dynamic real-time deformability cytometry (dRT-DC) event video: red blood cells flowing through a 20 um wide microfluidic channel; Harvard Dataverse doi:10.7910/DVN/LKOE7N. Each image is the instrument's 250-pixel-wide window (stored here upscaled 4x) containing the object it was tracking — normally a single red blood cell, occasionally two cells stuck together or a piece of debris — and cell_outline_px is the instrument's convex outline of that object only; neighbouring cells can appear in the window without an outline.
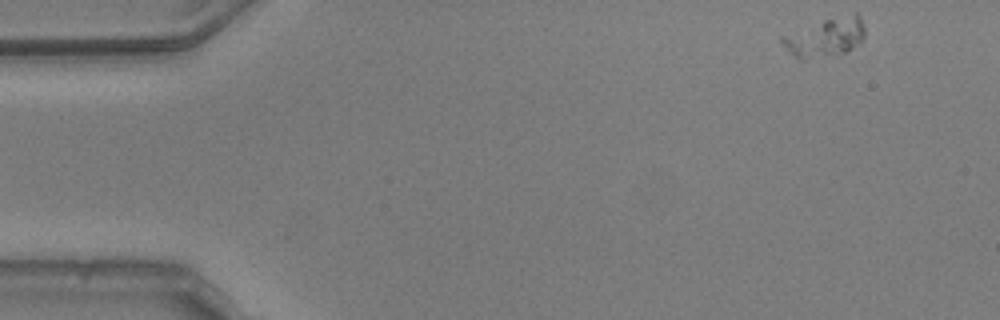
{"species": "common noctule bat (a hibernating species)", "species_latin": "Nyctalus noctula", "temperature_condition": "warm", "stored_images_in_passage": 52, "camera_frame_rate_fps": 3000, "um_per_image_px": 0.085, "animal": {"sex": "male", "body_mass_g": 20.5, "forearm_length_mm": 52.5}, "frame": {"image": 1, "passage_image": 1, "time_ms": 0.0, "image_size_px": [1000, 320], "cell_outline_px": [[864, 36], [860, 44], [848, 52], [836, 56], [804, 60], [800, 60], [792, 56], [780, 40], [780, 36], [824, 20], [856, 12], [860, 16], [864, 28]], "centroid_in_image_um": [70.17, 3.22], "position_along_channel_um": 14.8, "area_um2": 19.02}}
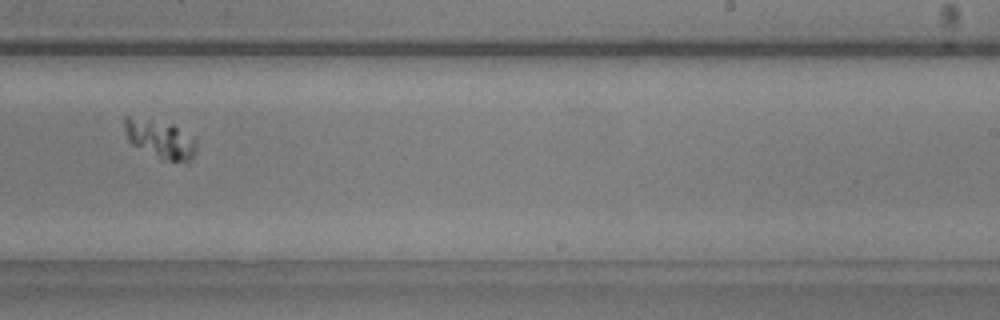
{"frame": {"image": 2, "passage_image": 31, "time_ms": 10.0, "image_size_px": [1000, 320], "cell_outline_px": [[196, 152], [188, 160], [168, 160], [132, 144], [128, 140], [124, 128], [124, 116], [128, 116], [172, 124], [196, 140]], "centroid_in_image_um": [13.59, 11.78], "position_along_channel_um": 275.4, "area_um2": 15.26}}
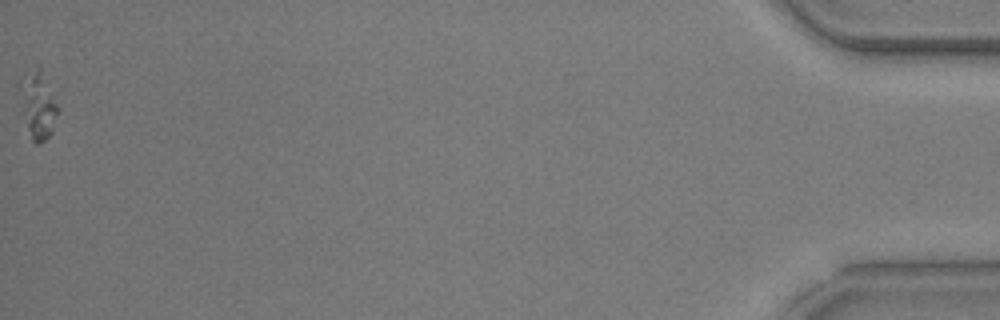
{"frame": {"image": 3, "passage_image": 52, "time_ms": 17.0, "image_size_px": [1000, 320], "cell_outline_px": [[56, 116], [52, 132], [44, 140], [36, 144], [32, 140], [28, 128], [28, 124], [32, 80], [40, 64], [56, 104]], "centroid_in_image_um": [3.5, 9.22], "position_along_channel_um": 431.7, "area_um2": 10.81}}